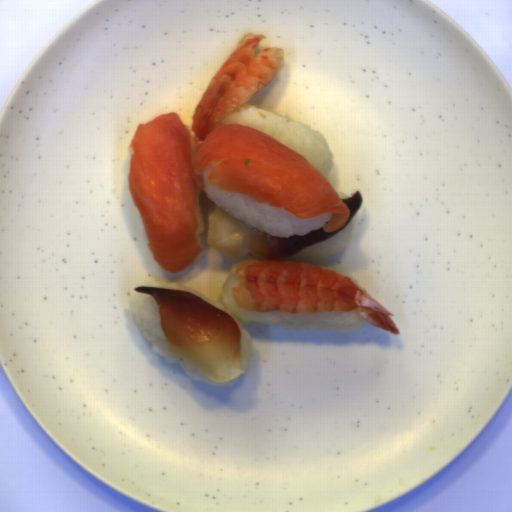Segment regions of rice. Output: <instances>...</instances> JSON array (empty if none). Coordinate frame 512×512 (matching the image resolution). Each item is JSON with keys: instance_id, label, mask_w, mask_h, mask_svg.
Returning a JSON list of instances; mask_svg holds the SVG:
<instances>
[{"instance_id": "1", "label": "rice", "mask_w": 512, "mask_h": 512, "mask_svg": "<svg viewBox=\"0 0 512 512\" xmlns=\"http://www.w3.org/2000/svg\"><path fill=\"white\" fill-rule=\"evenodd\" d=\"M239 282L238 273L231 274L226 277L221 294L220 301H215L199 291L191 289L182 283H172L167 281H154L148 286L159 287L164 289L180 290L193 294L219 310L230 315L238 324L241 345L240 357L241 365L244 371L250 367L254 348L251 335L244 328L243 322L255 321L260 324H268L287 330H329L344 333L357 328L367 321L361 317L356 309L344 312H322V313H268V312H247L236 303L232 288L237 286Z\"/></svg>"}, {"instance_id": "2", "label": "rice", "mask_w": 512, "mask_h": 512, "mask_svg": "<svg viewBox=\"0 0 512 512\" xmlns=\"http://www.w3.org/2000/svg\"><path fill=\"white\" fill-rule=\"evenodd\" d=\"M239 124L259 130L299 153L311 163L330 183L341 199L350 198L340 189L339 169L326 138L320 131L313 130L292 117H282L275 112L244 103L220 122ZM217 126V127H218Z\"/></svg>"}, {"instance_id": "3", "label": "rice", "mask_w": 512, "mask_h": 512, "mask_svg": "<svg viewBox=\"0 0 512 512\" xmlns=\"http://www.w3.org/2000/svg\"><path fill=\"white\" fill-rule=\"evenodd\" d=\"M218 163H213L201 172L203 186L196 198L198 236L205 232V217L201 204L202 192L212 204H217L226 213L239 221L263 231L275 238H290L293 235H308L329 223L333 213H323L313 218L300 219L282 208L260 204L246 194L221 190L210 185L207 177Z\"/></svg>"}, {"instance_id": "4", "label": "rice", "mask_w": 512, "mask_h": 512, "mask_svg": "<svg viewBox=\"0 0 512 512\" xmlns=\"http://www.w3.org/2000/svg\"><path fill=\"white\" fill-rule=\"evenodd\" d=\"M127 302L133 323L142 335L151 342L153 352L166 358L168 363H176L181 366L188 378L217 386H233L240 378L239 375L229 381L214 382L186 358L169 352L167 338L162 330L160 308L151 294L138 291L131 294Z\"/></svg>"}, {"instance_id": "5", "label": "rice", "mask_w": 512, "mask_h": 512, "mask_svg": "<svg viewBox=\"0 0 512 512\" xmlns=\"http://www.w3.org/2000/svg\"><path fill=\"white\" fill-rule=\"evenodd\" d=\"M352 228L353 223L351 220L338 234L317 245L306 248L288 259L311 261L333 256L345 249L351 237Z\"/></svg>"}]
</instances>
